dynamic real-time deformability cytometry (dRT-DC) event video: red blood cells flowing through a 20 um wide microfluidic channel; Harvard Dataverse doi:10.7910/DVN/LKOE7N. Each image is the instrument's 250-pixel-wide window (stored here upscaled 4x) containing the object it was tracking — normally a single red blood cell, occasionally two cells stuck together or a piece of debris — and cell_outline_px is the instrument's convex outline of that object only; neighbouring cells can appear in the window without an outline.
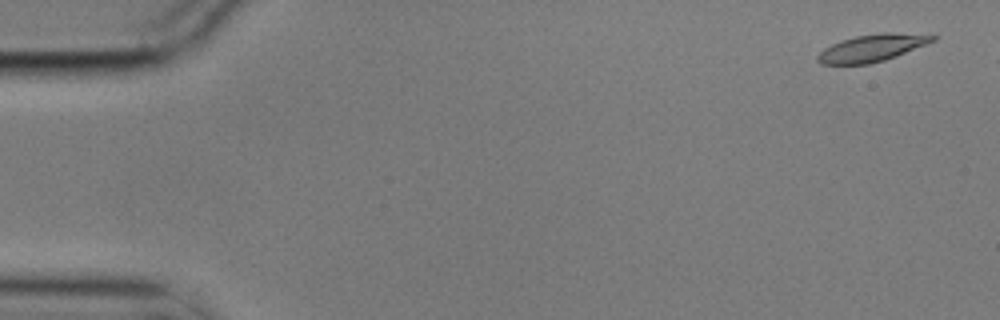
{"species": "common noctule bat (a hibernating species)", "species_latin": "Nyctalus noctula", "temperature_condition": "cold", "stored_images_in_passage": 8, "camera_frame_rate_fps": 3000, "um_per_image_px": 0.085, "animal": {"sex": "male", "body_mass_g": 17.9}, "frame": {"image": 1, "passage_image": 1, "time_ms": 0.0, "image_size_px": [1000, 320], "cell_outline_px": [[936, 40], [896, 56], [884, 60], [868, 64], [820, 64], [816, 60], [816, 56], [824, 48], [840, 40], [856, 36], [880, 32], [888, 32], [936, 36]], "centroid_in_image_um": [74.06, 4.08], "position_along_channel_um": 10.9, "area_um2": 18.03}}
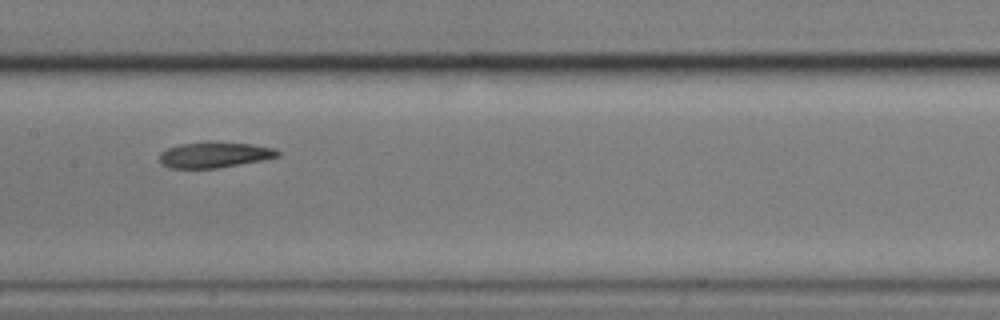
{"frame": {"image": 2, "passage_image": 5, "time_ms": 1.333, "image_size_px": [1000, 320], "cell_outline_px": [[280, 156], [260, 160], [216, 168], [168, 168], [160, 164], [160, 152], [168, 148], [180, 144], [208, 140], [252, 144], [272, 148], [280, 152]], "centroid_in_image_um": [18.17, 13.14], "position_along_channel_um": 189.2, "area_um2": 17.86}}
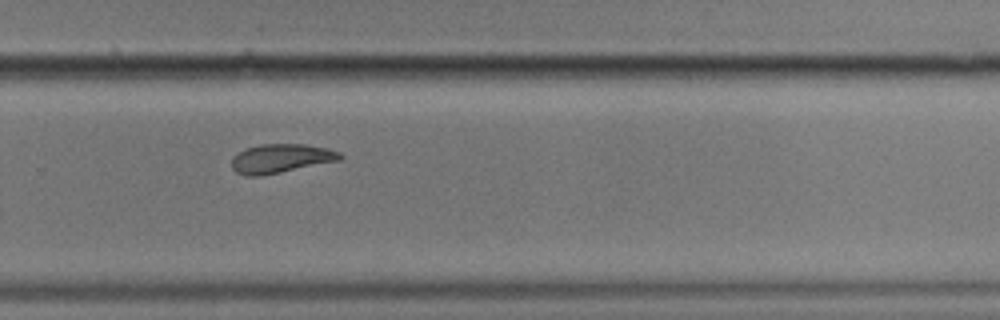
{"frame": {"image": 3, "passage_image": 8, "time_ms": 2.333, "image_size_px": [1000, 320], "cell_outline_px": [[344, 156], [340, 160], [260, 176], [244, 176], [236, 172], [232, 168], [232, 156], [248, 148], [260, 144], [304, 144], [328, 148], [340, 152]], "centroid_in_image_um": [23.88, 13.47], "position_along_channel_um": 305.9, "area_um2": 18.21}}